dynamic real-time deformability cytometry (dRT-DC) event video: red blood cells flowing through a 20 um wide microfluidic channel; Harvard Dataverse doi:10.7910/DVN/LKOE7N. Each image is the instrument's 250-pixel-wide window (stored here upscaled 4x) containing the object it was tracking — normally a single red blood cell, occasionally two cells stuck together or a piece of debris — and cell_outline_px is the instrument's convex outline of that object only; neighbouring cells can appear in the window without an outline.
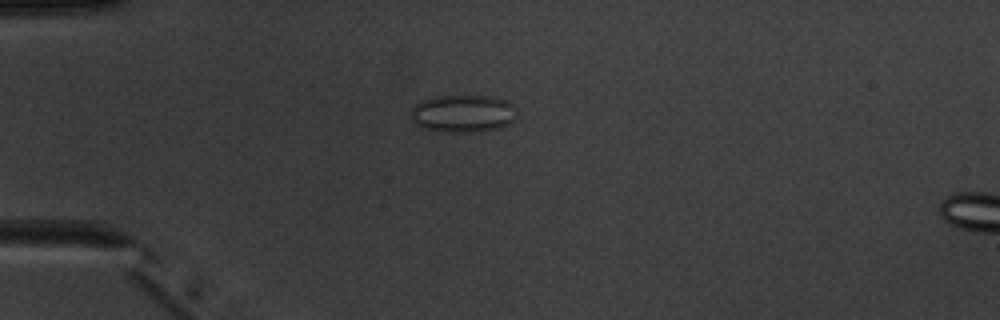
{"species": "common noctule bat (a hibernating species)", "species_latin": "Nyctalus noctula", "temperature_condition": "warm", "stored_images_in_passage": 6, "camera_frame_rate_fps": 3000, "um_per_image_px": 0.085, "animal": {"sex": "male", "body_mass_g": 20.1, "forearm_length_mm": 53.5}, "frame": {"image": 1, "passage_image": 5, "time_ms": 4.667, "image_size_px": [1000, 320], "cell_outline_px": [[516, 116], [508, 124], [500, 128], [480, 132], [444, 132], [420, 128], [412, 120], [412, 108], [420, 100], [432, 96], [488, 96], [504, 100], [512, 104], [516, 108]], "centroid_in_image_um": [39.33, 9.66], "position_along_channel_um": 45.7, "area_um2": 23.41}}